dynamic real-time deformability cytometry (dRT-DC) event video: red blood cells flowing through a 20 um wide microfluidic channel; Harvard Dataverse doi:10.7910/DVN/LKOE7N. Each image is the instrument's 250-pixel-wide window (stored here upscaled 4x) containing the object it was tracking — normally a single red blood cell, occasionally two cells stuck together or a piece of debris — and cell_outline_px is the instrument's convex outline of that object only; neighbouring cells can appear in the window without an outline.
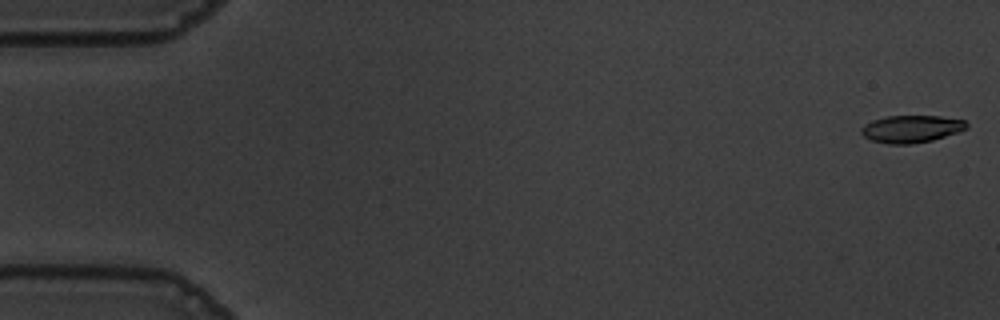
{"species": "common noctule bat (a hibernating species)", "species_latin": "Nyctalus noctula", "temperature_condition": "warm", "stored_images_in_passage": 56, "camera_frame_rate_fps": 3000, "um_per_image_px": 0.085, "animal": {"sex": "male", "body_mass_g": 19.5, "forearm_length_mm": 54.6}, "frame": {"image": 1, "passage_image": 1, "time_ms": 0.0, "image_size_px": [1000, 320], "cell_outline_px": [[968, 128], [932, 140], [912, 144], [888, 144], [872, 140], [864, 136], [860, 132], [860, 128], [864, 124], [872, 120], [888, 116], [940, 116], [964, 120], [968, 124]], "centroid_in_image_um": [77.43, 10.95], "position_along_channel_um": 7.6, "area_um2": 16.7}}
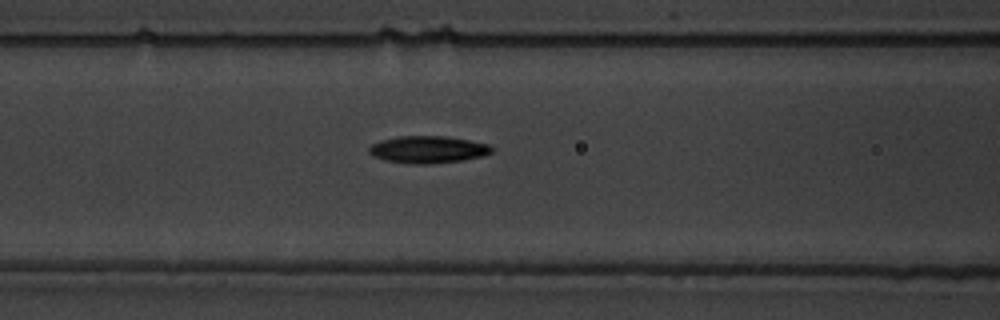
{"frame": {"image": 2, "passage_image": 23, "time_ms": 7.333, "image_size_px": [1000, 320], "cell_outline_px": [[492, 152], [484, 156], [464, 160], [432, 164], [412, 164], [384, 160], [372, 156], [368, 152], [368, 148], [372, 144], [380, 140], [396, 136], [444, 136], [468, 140], [488, 144], [492, 148]], "centroid_in_image_um": [36.34, 12.71], "position_along_channel_um": 130.3, "area_um2": 19.59}}
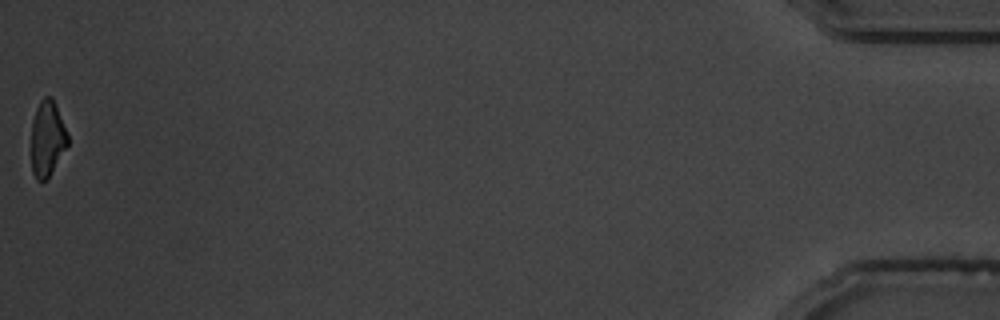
{"frame": {"image": 3, "passage_image": 56, "time_ms": 18.333, "image_size_px": [1000, 320], "cell_outline_px": [[68, 144], [48, 176], [44, 180], [36, 180], [32, 172], [32, 120], [36, 108], [40, 100], [44, 96], [52, 96], [56, 104], [68, 132]], "centroid_in_image_um": [4.02, 11.71], "position_along_channel_um": 431.2, "area_um2": 15.95}, "authors_computed_cell_mechanics": {"area_um2": 18.1492, "velocity_mm_per_s": 3.6296, "shape_relaxation_time_tau1_ms": 2.7887, "shape_relaxation_time_tau2_ms": null, "deformation_change_tau1": 0.1529, "deformation_change_tau2": null}}